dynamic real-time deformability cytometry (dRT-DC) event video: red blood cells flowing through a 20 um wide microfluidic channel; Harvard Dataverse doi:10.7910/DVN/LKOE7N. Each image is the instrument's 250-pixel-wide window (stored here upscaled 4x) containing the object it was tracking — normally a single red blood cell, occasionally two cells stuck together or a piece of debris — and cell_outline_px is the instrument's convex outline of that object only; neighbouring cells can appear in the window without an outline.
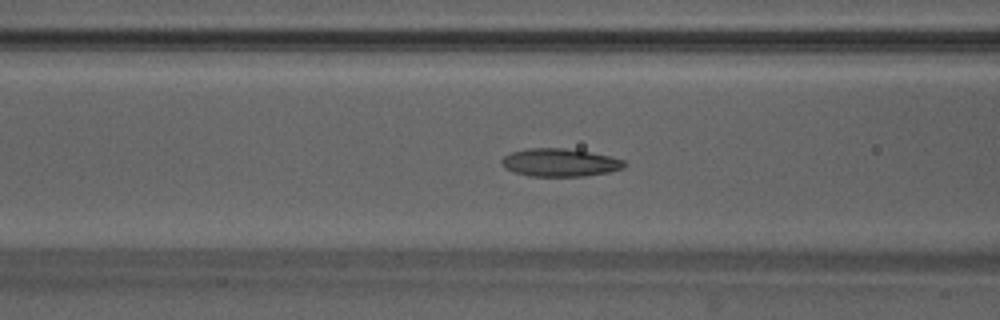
{"species": "Egyptian fruit bat (a non-hibernating species)", "species_latin": "Rousettus aegyptiacus", "temperature_condition": "warm", "stored_images_in_passage": 48, "camera_frame_rate_fps": 3000, "um_per_image_px": 0.085, "animal": {"sex": "male"}, "frame": {"image": 1, "passage_image": 19, "time_ms": 6.0, "image_size_px": [1000, 320], "cell_outline_px": [[628, 164], [624, 168], [608, 172], [584, 176], [528, 176], [504, 168], [500, 164], [500, 160], [504, 156], [512, 152], [528, 148], [564, 148], [588, 152], [608, 156], [624, 160]], "centroid_in_image_um": [47.57, 13.82], "position_along_channel_um": 119.0, "area_um2": 19.94}}
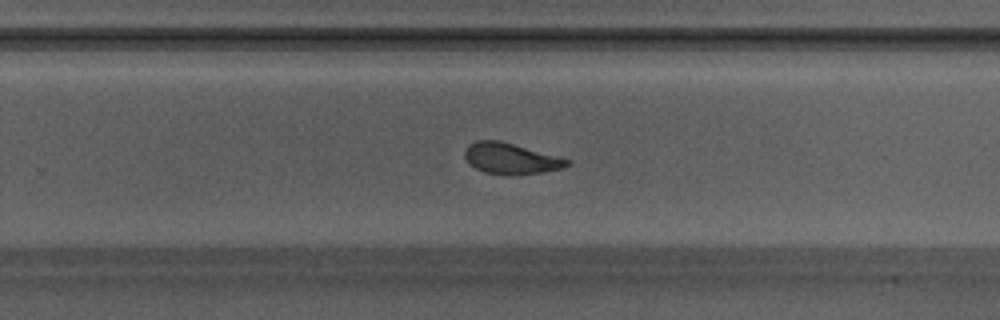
{"frame": {"image": 2, "passage_image": 31, "time_ms": 10.0, "image_size_px": [1000, 320], "cell_outline_px": [[568, 164], [560, 168], [540, 172], [512, 176], [504, 176], [484, 172], [468, 164], [464, 156], [464, 152], [468, 144], [476, 140], [500, 140], [556, 156], [568, 160]], "centroid_in_image_um": [43.31, 13.48], "position_along_channel_um": 286.5, "area_um2": 18.38}}
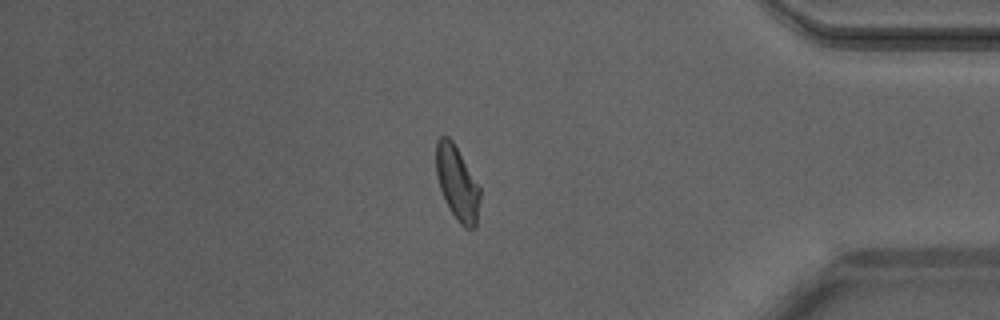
{"frame": {"image": 3, "passage_image": 41, "time_ms": 13.333, "image_size_px": [1000, 320], "cell_outline_px": [[480, 200], [476, 228], [464, 228], [460, 224], [452, 212], [440, 188], [436, 176], [436, 140], [440, 136], [448, 136], [452, 140], [480, 188]], "centroid_in_image_um": [38.86, 15.56], "position_along_channel_um": 396.3, "area_um2": 18.67}, "authors_computed_cell_mechanics": {"area_um2": 19.3341, "velocity_mm_per_s": 4.1923, "shape_relaxation_time_tau1_ms": 3.3864, "shape_relaxation_time_tau2_ms": 1.7659, "deformation_change_tau1": 0.1597, "deformation_change_tau2": 0.0948}}